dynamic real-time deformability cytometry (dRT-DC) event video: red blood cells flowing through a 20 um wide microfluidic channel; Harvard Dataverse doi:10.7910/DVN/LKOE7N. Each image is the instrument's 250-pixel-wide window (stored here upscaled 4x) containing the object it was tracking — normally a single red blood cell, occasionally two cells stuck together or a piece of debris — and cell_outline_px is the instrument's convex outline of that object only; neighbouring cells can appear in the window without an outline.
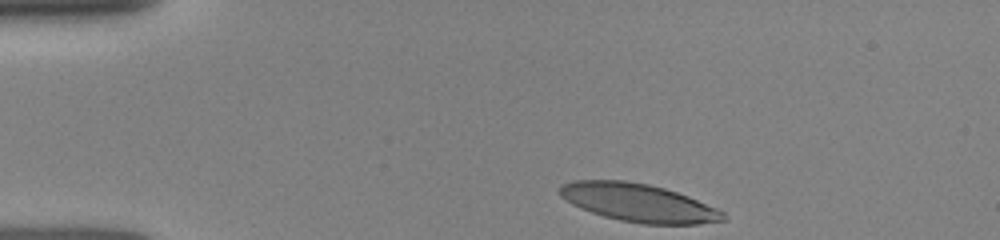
{"species": "human", "species_latin": "Homo sapiens", "temperature_condition": "room temperature", "stored_images_in_passage": 3, "camera_frame_rate_fps": 3000, "um_per_image_px": 0.085, "donor": {"sex": "female"}, "frame": {"image": 1, "passage_image": 1, "time_ms": 0.0, "image_size_px": [1000, 240], "cell_outline_px": [[728, 220], [700, 224], [644, 224], [620, 220], [604, 216], [580, 208], [572, 204], [560, 196], [560, 184], [572, 180], [624, 180], [648, 184], [664, 188], [688, 196], [716, 208], [724, 212], [728, 216]], "centroid_in_image_um": [54.28, 17.23], "position_along_channel_um": 30.7, "area_um2": 36.3}}